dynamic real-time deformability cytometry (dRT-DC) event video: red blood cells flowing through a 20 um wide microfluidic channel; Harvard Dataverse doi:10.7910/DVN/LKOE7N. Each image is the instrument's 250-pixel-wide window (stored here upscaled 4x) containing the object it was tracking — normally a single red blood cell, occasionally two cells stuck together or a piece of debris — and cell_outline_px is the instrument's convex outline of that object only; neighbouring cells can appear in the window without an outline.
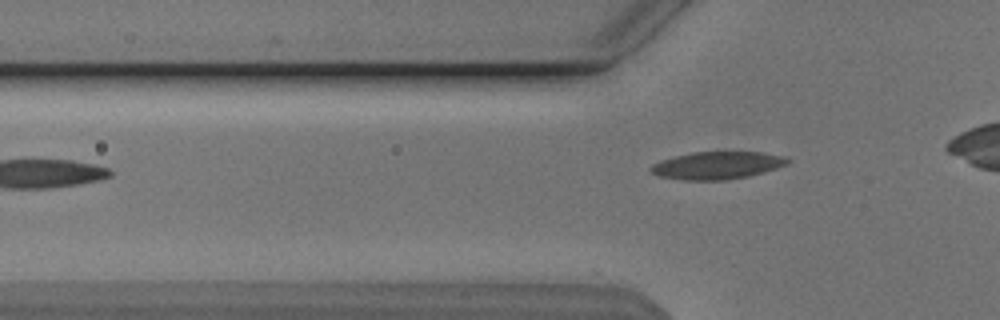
{"species": "Egyptian fruit bat (a non-hibernating species)", "species_latin": "Rousettus aegyptiacus", "temperature_condition": "cold", "stored_images_in_passage": 6, "camera_frame_rate_fps": 3000, "um_per_image_px": 0.085, "animal": {"sex": "male"}, "frame": {"image": 1, "passage_image": 6, "time_ms": 1.667, "image_size_px": [1000, 320], "cell_outline_px": [[792, 160], [788, 164], [764, 172], [748, 176], [724, 180], [684, 180], [656, 176], [648, 172], [648, 168], [652, 164], [660, 160], [692, 152], [764, 152], [780, 156]], "centroid_in_image_um": [60.9, 14.06], "position_along_channel_um": 64.9, "area_um2": 22.08}}